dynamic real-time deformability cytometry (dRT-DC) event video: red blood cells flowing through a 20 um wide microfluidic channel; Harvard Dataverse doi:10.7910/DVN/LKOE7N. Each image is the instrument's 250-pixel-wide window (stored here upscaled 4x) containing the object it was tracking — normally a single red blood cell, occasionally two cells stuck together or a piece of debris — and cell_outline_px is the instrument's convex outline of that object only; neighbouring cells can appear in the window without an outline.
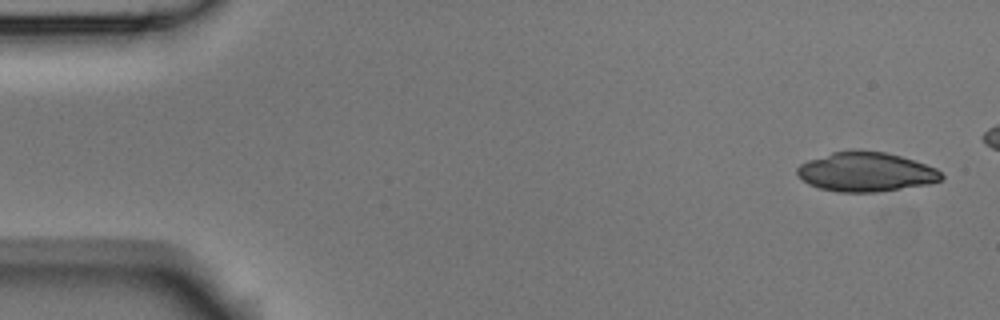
{"species": "Egyptian fruit bat (a non-hibernating species)", "species_latin": "Rousettus aegyptiacus", "temperature_condition": "room temperature", "stored_images_in_passage": 5, "camera_frame_rate_fps": 3000, "um_per_image_px": 0.085, "animal": {"sex": "male"}, "frame": {"image": 1, "passage_image": 1, "time_ms": 0.0, "image_size_px": [1000, 320], "cell_outline_px": [[944, 176], [940, 180], [928, 184], [876, 192], [836, 192], [820, 188], [808, 184], [796, 172], [796, 168], [800, 164], [808, 160], [832, 152], [852, 148], [860, 148], [884, 152], [900, 156], [936, 168]], "centroid_in_image_um": [73.57, 14.59], "position_along_channel_um": 11.4, "area_um2": 33.23}}